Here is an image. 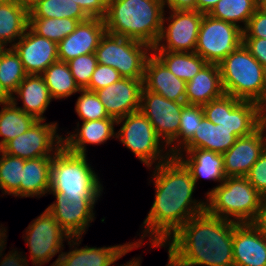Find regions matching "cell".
I'll return each instance as SVG.
<instances>
[{"mask_svg":"<svg viewBox=\"0 0 266 266\" xmlns=\"http://www.w3.org/2000/svg\"><path fill=\"white\" fill-rule=\"evenodd\" d=\"M151 179L155 199L143 221L141 239L133 241L136 248L143 246L145 237L149 238L150 248H160L189 219L205 212L206 208L205 199H193L197 188L194 179L174 155L154 167Z\"/></svg>","mask_w":266,"mask_h":266,"instance_id":"1","label":"cell"},{"mask_svg":"<svg viewBox=\"0 0 266 266\" xmlns=\"http://www.w3.org/2000/svg\"><path fill=\"white\" fill-rule=\"evenodd\" d=\"M237 224L206 211L192 217L161 246L168 247L166 266H234Z\"/></svg>","mask_w":266,"mask_h":266,"instance_id":"2","label":"cell"},{"mask_svg":"<svg viewBox=\"0 0 266 266\" xmlns=\"http://www.w3.org/2000/svg\"><path fill=\"white\" fill-rule=\"evenodd\" d=\"M164 0H108L106 32L154 47L164 15Z\"/></svg>","mask_w":266,"mask_h":266,"instance_id":"3","label":"cell"},{"mask_svg":"<svg viewBox=\"0 0 266 266\" xmlns=\"http://www.w3.org/2000/svg\"><path fill=\"white\" fill-rule=\"evenodd\" d=\"M87 159L62 146L52 158L49 192L61 193L70 201L99 200L104 187Z\"/></svg>","mask_w":266,"mask_h":266,"instance_id":"4","label":"cell"},{"mask_svg":"<svg viewBox=\"0 0 266 266\" xmlns=\"http://www.w3.org/2000/svg\"><path fill=\"white\" fill-rule=\"evenodd\" d=\"M205 195L208 214L237 223H251L263 198L246 176L226 177Z\"/></svg>","mask_w":266,"mask_h":266,"instance_id":"5","label":"cell"},{"mask_svg":"<svg viewBox=\"0 0 266 266\" xmlns=\"http://www.w3.org/2000/svg\"><path fill=\"white\" fill-rule=\"evenodd\" d=\"M225 94L258 103L266 92V69L240 44L219 64Z\"/></svg>","mask_w":266,"mask_h":266,"instance_id":"6","label":"cell"},{"mask_svg":"<svg viewBox=\"0 0 266 266\" xmlns=\"http://www.w3.org/2000/svg\"><path fill=\"white\" fill-rule=\"evenodd\" d=\"M116 125L121 126L116 132V139L148 169L167 161L172 156L165 143L157 136L151 122L141 111L117 119Z\"/></svg>","mask_w":266,"mask_h":266,"instance_id":"7","label":"cell"},{"mask_svg":"<svg viewBox=\"0 0 266 266\" xmlns=\"http://www.w3.org/2000/svg\"><path fill=\"white\" fill-rule=\"evenodd\" d=\"M152 47L122 36L105 32L95 50L98 64L110 66L123 78L144 79L145 64Z\"/></svg>","mask_w":266,"mask_h":266,"instance_id":"8","label":"cell"},{"mask_svg":"<svg viewBox=\"0 0 266 266\" xmlns=\"http://www.w3.org/2000/svg\"><path fill=\"white\" fill-rule=\"evenodd\" d=\"M24 241L29 247L30 260L35 266H42L58 255L50 266H57L59 256L64 250V241L71 237L59 225L53 215L45 209L26 227Z\"/></svg>","mask_w":266,"mask_h":266,"instance_id":"9","label":"cell"},{"mask_svg":"<svg viewBox=\"0 0 266 266\" xmlns=\"http://www.w3.org/2000/svg\"><path fill=\"white\" fill-rule=\"evenodd\" d=\"M202 107L208 120L232 130L238 137L248 136L259 128L258 103L254 101L224 94Z\"/></svg>","mask_w":266,"mask_h":266,"instance_id":"10","label":"cell"},{"mask_svg":"<svg viewBox=\"0 0 266 266\" xmlns=\"http://www.w3.org/2000/svg\"><path fill=\"white\" fill-rule=\"evenodd\" d=\"M243 31L237 25L204 14L195 52L207 63L219 64L242 44Z\"/></svg>","mask_w":266,"mask_h":266,"instance_id":"11","label":"cell"},{"mask_svg":"<svg viewBox=\"0 0 266 266\" xmlns=\"http://www.w3.org/2000/svg\"><path fill=\"white\" fill-rule=\"evenodd\" d=\"M165 12L170 15L165 17ZM165 12L161 33L152 51L195 52L204 14L197 10H169Z\"/></svg>","mask_w":266,"mask_h":266,"instance_id":"12","label":"cell"},{"mask_svg":"<svg viewBox=\"0 0 266 266\" xmlns=\"http://www.w3.org/2000/svg\"><path fill=\"white\" fill-rule=\"evenodd\" d=\"M37 120L27 131L8 141L1 150L14 157L35 159L54 154L63 146L57 122Z\"/></svg>","mask_w":266,"mask_h":266,"instance_id":"13","label":"cell"},{"mask_svg":"<svg viewBox=\"0 0 266 266\" xmlns=\"http://www.w3.org/2000/svg\"><path fill=\"white\" fill-rule=\"evenodd\" d=\"M186 102L168 100L144 87L141 93L140 111L151 122L157 136L167 146L177 135L180 116Z\"/></svg>","mask_w":266,"mask_h":266,"instance_id":"14","label":"cell"},{"mask_svg":"<svg viewBox=\"0 0 266 266\" xmlns=\"http://www.w3.org/2000/svg\"><path fill=\"white\" fill-rule=\"evenodd\" d=\"M82 240V237H71L67 241L71 249L69 252H62L57 266H113L125 254L136 249L133 242L108 247L97 248L86 245L78 248ZM136 259L134 257L120 266H131Z\"/></svg>","mask_w":266,"mask_h":266,"instance_id":"15","label":"cell"},{"mask_svg":"<svg viewBox=\"0 0 266 266\" xmlns=\"http://www.w3.org/2000/svg\"><path fill=\"white\" fill-rule=\"evenodd\" d=\"M55 201L46 209L70 237H82L95 220L94 208L97 200L70 201L63 194L49 192Z\"/></svg>","mask_w":266,"mask_h":266,"instance_id":"16","label":"cell"},{"mask_svg":"<svg viewBox=\"0 0 266 266\" xmlns=\"http://www.w3.org/2000/svg\"><path fill=\"white\" fill-rule=\"evenodd\" d=\"M265 149L266 130L260 127L248 136L238 137L236 142L222 154L225 176H247Z\"/></svg>","mask_w":266,"mask_h":266,"instance_id":"17","label":"cell"},{"mask_svg":"<svg viewBox=\"0 0 266 266\" xmlns=\"http://www.w3.org/2000/svg\"><path fill=\"white\" fill-rule=\"evenodd\" d=\"M143 79L121 78L96 92L110 117L116 120L140 111Z\"/></svg>","mask_w":266,"mask_h":266,"instance_id":"18","label":"cell"},{"mask_svg":"<svg viewBox=\"0 0 266 266\" xmlns=\"http://www.w3.org/2000/svg\"><path fill=\"white\" fill-rule=\"evenodd\" d=\"M12 48L28 75H41L49 65L59 60L57 43L37 35L29 27Z\"/></svg>","mask_w":266,"mask_h":266,"instance_id":"19","label":"cell"},{"mask_svg":"<svg viewBox=\"0 0 266 266\" xmlns=\"http://www.w3.org/2000/svg\"><path fill=\"white\" fill-rule=\"evenodd\" d=\"M106 28L104 20L89 18L57 44L58 59L68 62L80 55L95 53Z\"/></svg>","mask_w":266,"mask_h":266,"instance_id":"20","label":"cell"},{"mask_svg":"<svg viewBox=\"0 0 266 266\" xmlns=\"http://www.w3.org/2000/svg\"><path fill=\"white\" fill-rule=\"evenodd\" d=\"M234 266H266V235L252 223H238L233 231Z\"/></svg>","mask_w":266,"mask_h":266,"instance_id":"21","label":"cell"},{"mask_svg":"<svg viewBox=\"0 0 266 266\" xmlns=\"http://www.w3.org/2000/svg\"><path fill=\"white\" fill-rule=\"evenodd\" d=\"M143 87L168 100L186 102V82L177 78L153 53L145 64Z\"/></svg>","mask_w":266,"mask_h":266,"instance_id":"22","label":"cell"},{"mask_svg":"<svg viewBox=\"0 0 266 266\" xmlns=\"http://www.w3.org/2000/svg\"><path fill=\"white\" fill-rule=\"evenodd\" d=\"M115 125V118L84 121L82 125H79L78 121L75 131L67 132L63 137V147L69 152L87 155L88 144L101 145L111 138H116Z\"/></svg>","mask_w":266,"mask_h":266,"instance_id":"23","label":"cell"},{"mask_svg":"<svg viewBox=\"0 0 266 266\" xmlns=\"http://www.w3.org/2000/svg\"><path fill=\"white\" fill-rule=\"evenodd\" d=\"M19 99L22 101V107L17 106ZM52 100L43 76L36 74L27 75L10 96V101L16 107L34 116L37 120H46L43 114Z\"/></svg>","mask_w":266,"mask_h":266,"instance_id":"24","label":"cell"},{"mask_svg":"<svg viewBox=\"0 0 266 266\" xmlns=\"http://www.w3.org/2000/svg\"><path fill=\"white\" fill-rule=\"evenodd\" d=\"M190 171L195 185L200 178L219 182L226 179L223 155L204 149H190L188 152H177L175 155Z\"/></svg>","mask_w":266,"mask_h":266,"instance_id":"25","label":"cell"},{"mask_svg":"<svg viewBox=\"0 0 266 266\" xmlns=\"http://www.w3.org/2000/svg\"><path fill=\"white\" fill-rule=\"evenodd\" d=\"M224 94L218 64L207 63L186 82V104L203 106Z\"/></svg>","mask_w":266,"mask_h":266,"instance_id":"26","label":"cell"},{"mask_svg":"<svg viewBox=\"0 0 266 266\" xmlns=\"http://www.w3.org/2000/svg\"><path fill=\"white\" fill-rule=\"evenodd\" d=\"M237 138L238 136L232 130L219 124L216 125L204 116L194 136L178 152L204 149L223 154L236 142Z\"/></svg>","mask_w":266,"mask_h":266,"instance_id":"27","label":"cell"},{"mask_svg":"<svg viewBox=\"0 0 266 266\" xmlns=\"http://www.w3.org/2000/svg\"><path fill=\"white\" fill-rule=\"evenodd\" d=\"M53 156L25 160L20 183V198L47 196L50 191Z\"/></svg>","mask_w":266,"mask_h":266,"instance_id":"28","label":"cell"},{"mask_svg":"<svg viewBox=\"0 0 266 266\" xmlns=\"http://www.w3.org/2000/svg\"><path fill=\"white\" fill-rule=\"evenodd\" d=\"M29 27V9L12 1L0 4V44L12 47ZM9 44V45H8Z\"/></svg>","mask_w":266,"mask_h":266,"instance_id":"29","label":"cell"},{"mask_svg":"<svg viewBox=\"0 0 266 266\" xmlns=\"http://www.w3.org/2000/svg\"><path fill=\"white\" fill-rule=\"evenodd\" d=\"M179 79L190 81L207 62L196 52L152 51Z\"/></svg>","mask_w":266,"mask_h":266,"instance_id":"30","label":"cell"},{"mask_svg":"<svg viewBox=\"0 0 266 266\" xmlns=\"http://www.w3.org/2000/svg\"><path fill=\"white\" fill-rule=\"evenodd\" d=\"M53 100H64L81 89L71 74L68 63L56 61L41 74Z\"/></svg>","mask_w":266,"mask_h":266,"instance_id":"31","label":"cell"},{"mask_svg":"<svg viewBox=\"0 0 266 266\" xmlns=\"http://www.w3.org/2000/svg\"><path fill=\"white\" fill-rule=\"evenodd\" d=\"M37 119L23 112L11 101L0 110V149L10 140L27 131Z\"/></svg>","mask_w":266,"mask_h":266,"instance_id":"32","label":"cell"},{"mask_svg":"<svg viewBox=\"0 0 266 266\" xmlns=\"http://www.w3.org/2000/svg\"><path fill=\"white\" fill-rule=\"evenodd\" d=\"M257 8V0H220L208 14L243 30Z\"/></svg>","mask_w":266,"mask_h":266,"instance_id":"33","label":"cell"},{"mask_svg":"<svg viewBox=\"0 0 266 266\" xmlns=\"http://www.w3.org/2000/svg\"><path fill=\"white\" fill-rule=\"evenodd\" d=\"M29 18H70L80 22L89 19L72 0H39L29 8Z\"/></svg>","mask_w":266,"mask_h":266,"instance_id":"34","label":"cell"},{"mask_svg":"<svg viewBox=\"0 0 266 266\" xmlns=\"http://www.w3.org/2000/svg\"><path fill=\"white\" fill-rule=\"evenodd\" d=\"M27 75L15 50L4 48L0 52V85L4 91L12 96Z\"/></svg>","mask_w":266,"mask_h":266,"instance_id":"35","label":"cell"},{"mask_svg":"<svg viewBox=\"0 0 266 266\" xmlns=\"http://www.w3.org/2000/svg\"><path fill=\"white\" fill-rule=\"evenodd\" d=\"M80 23L70 18H29V28L57 44L70 35Z\"/></svg>","mask_w":266,"mask_h":266,"instance_id":"36","label":"cell"},{"mask_svg":"<svg viewBox=\"0 0 266 266\" xmlns=\"http://www.w3.org/2000/svg\"><path fill=\"white\" fill-rule=\"evenodd\" d=\"M25 159L4 153L0 149V190L3 195L20 197V183Z\"/></svg>","mask_w":266,"mask_h":266,"instance_id":"37","label":"cell"},{"mask_svg":"<svg viewBox=\"0 0 266 266\" xmlns=\"http://www.w3.org/2000/svg\"><path fill=\"white\" fill-rule=\"evenodd\" d=\"M203 117L202 106L184 105L180 116L178 135L167 145V149L172 155H175L194 136Z\"/></svg>","mask_w":266,"mask_h":266,"instance_id":"38","label":"cell"},{"mask_svg":"<svg viewBox=\"0 0 266 266\" xmlns=\"http://www.w3.org/2000/svg\"><path fill=\"white\" fill-rule=\"evenodd\" d=\"M75 102V112L82 122L113 118L108 115L96 92L81 89Z\"/></svg>","mask_w":266,"mask_h":266,"instance_id":"39","label":"cell"},{"mask_svg":"<svg viewBox=\"0 0 266 266\" xmlns=\"http://www.w3.org/2000/svg\"><path fill=\"white\" fill-rule=\"evenodd\" d=\"M67 63L76 84L80 89H85L98 64L95 53L80 55Z\"/></svg>","mask_w":266,"mask_h":266,"instance_id":"40","label":"cell"},{"mask_svg":"<svg viewBox=\"0 0 266 266\" xmlns=\"http://www.w3.org/2000/svg\"><path fill=\"white\" fill-rule=\"evenodd\" d=\"M121 78L123 77L114 68L103 64H97L89 85L85 89L95 92L119 81Z\"/></svg>","mask_w":266,"mask_h":266,"instance_id":"41","label":"cell"},{"mask_svg":"<svg viewBox=\"0 0 266 266\" xmlns=\"http://www.w3.org/2000/svg\"><path fill=\"white\" fill-rule=\"evenodd\" d=\"M250 184L263 196H266V149L247 174Z\"/></svg>","mask_w":266,"mask_h":266,"instance_id":"42","label":"cell"},{"mask_svg":"<svg viewBox=\"0 0 266 266\" xmlns=\"http://www.w3.org/2000/svg\"><path fill=\"white\" fill-rule=\"evenodd\" d=\"M6 239L7 228L0 224V266H28V259L23 256V252H18L17 248L12 249L7 254L3 253L5 245H7Z\"/></svg>","mask_w":266,"mask_h":266,"instance_id":"43","label":"cell"},{"mask_svg":"<svg viewBox=\"0 0 266 266\" xmlns=\"http://www.w3.org/2000/svg\"><path fill=\"white\" fill-rule=\"evenodd\" d=\"M242 31V38L266 39V13L257 8Z\"/></svg>","mask_w":266,"mask_h":266,"instance_id":"44","label":"cell"},{"mask_svg":"<svg viewBox=\"0 0 266 266\" xmlns=\"http://www.w3.org/2000/svg\"><path fill=\"white\" fill-rule=\"evenodd\" d=\"M79 4L80 8L89 18L103 19L107 13L108 0H72Z\"/></svg>","mask_w":266,"mask_h":266,"instance_id":"45","label":"cell"},{"mask_svg":"<svg viewBox=\"0 0 266 266\" xmlns=\"http://www.w3.org/2000/svg\"><path fill=\"white\" fill-rule=\"evenodd\" d=\"M242 43L249 53L266 69V39L242 38Z\"/></svg>","mask_w":266,"mask_h":266,"instance_id":"46","label":"cell"},{"mask_svg":"<svg viewBox=\"0 0 266 266\" xmlns=\"http://www.w3.org/2000/svg\"><path fill=\"white\" fill-rule=\"evenodd\" d=\"M251 223L266 235V196L262 198L257 215Z\"/></svg>","mask_w":266,"mask_h":266,"instance_id":"47","label":"cell"},{"mask_svg":"<svg viewBox=\"0 0 266 266\" xmlns=\"http://www.w3.org/2000/svg\"><path fill=\"white\" fill-rule=\"evenodd\" d=\"M196 10V0H164V9Z\"/></svg>","mask_w":266,"mask_h":266,"instance_id":"48","label":"cell"},{"mask_svg":"<svg viewBox=\"0 0 266 266\" xmlns=\"http://www.w3.org/2000/svg\"><path fill=\"white\" fill-rule=\"evenodd\" d=\"M220 0H196V10L208 14Z\"/></svg>","mask_w":266,"mask_h":266,"instance_id":"49","label":"cell"},{"mask_svg":"<svg viewBox=\"0 0 266 266\" xmlns=\"http://www.w3.org/2000/svg\"><path fill=\"white\" fill-rule=\"evenodd\" d=\"M259 127L266 130V92L258 102Z\"/></svg>","mask_w":266,"mask_h":266,"instance_id":"50","label":"cell"},{"mask_svg":"<svg viewBox=\"0 0 266 266\" xmlns=\"http://www.w3.org/2000/svg\"><path fill=\"white\" fill-rule=\"evenodd\" d=\"M10 102V96L4 91L0 85V106Z\"/></svg>","mask_w":266,"mask_h":266,"instance_id":"51","label":"cell"},{"mask_svg":"<svg viewBox=\"0 0 266 266\" xmlns=\"http://www.w3.org/2000/svg\"><path fill=\"white\" fill-rule=\"evenodd\" d=\"M18 4L27 7L28 9L39 0H15Z\"/></svg>","mask_w":266,"mask_h":266,"instance_id":"52","label":"cell"},{"mask_svg":"<svg viewBox=\"0 0 266 266\" xmlns=\"http://www.w3.org/2000/svg\"><path fill=\"white\" fill-rule=\"evenodd\" d=\"M258 9L266 13V0H257Z\"/></svg>","mask_w":266,"mask_h":266,"instance_id":"53","label":"cell"},{"mask_svg":"<svg viewBox=\"0 0 266 266\" xmlns=\"http://www.w3.org/2000/svg\"><path fill=\"white\" fill-rule=\"evenodd\" d=\"M15 0H0V4H5V3H9Z\"/></svg>","mask_w":266,"mask_h":266,"instance_id":"54","label":"cell"},{"mask_svg":"<svg viewBox=\"0 0 266 266\" xmlns=\"http://www.w3.org/2000/svg\"><path fill=\"white\" fill-rule=\"evenodd\" d=\"M4 48H5V47L2 46V45L0 44V52H1Z\"/></svg>","mask_w":266,"mask_h":266,"instance_id":"55","label":"cell"}]
</instances>
